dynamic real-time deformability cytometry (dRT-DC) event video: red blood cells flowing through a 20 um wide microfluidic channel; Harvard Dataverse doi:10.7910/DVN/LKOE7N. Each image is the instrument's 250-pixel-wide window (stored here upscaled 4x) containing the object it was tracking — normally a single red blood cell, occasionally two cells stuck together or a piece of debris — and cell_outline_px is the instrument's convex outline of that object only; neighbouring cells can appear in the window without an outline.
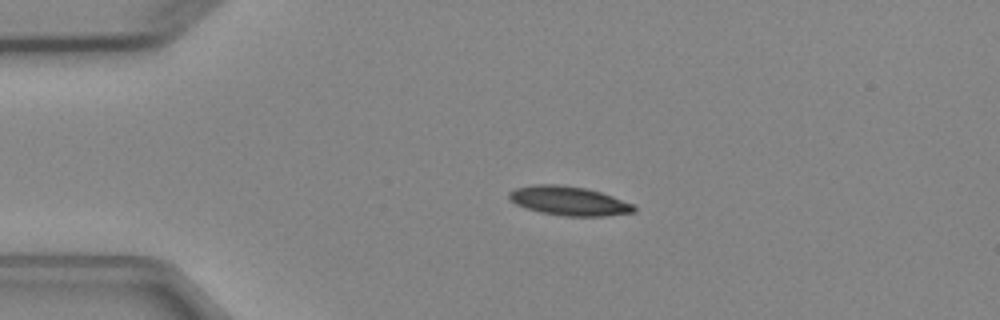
{"species": "Egyptian fruit bat (a non-hibernating species)", "species_latin": "Rousettus aegyptiacus", "temperature_condition": "cold", "stored_images_in_passage": 5, "camera_frame_rate_fps": 3000, "um_per_image_px": 0.085, "animal": {"sex": "female"}, "frame": {"image": 1, "passage_image": 3, "time_ms": 2.667, "image_size_px": [1000, 320], "cell_outline_px": [[636, 212], [604, 216], [564, 216], [540, 212], [516, 204], [508, 196], [508, 192], [516, 188], [532, 184], [556, 184], [584, 188], [600, 192], [612, 196], [632, 204], [636, 208]], "centroid_in_image_um": [48.35, 17.07], "position_along_channel_um": 36.6, "area_um2": 20.98}}
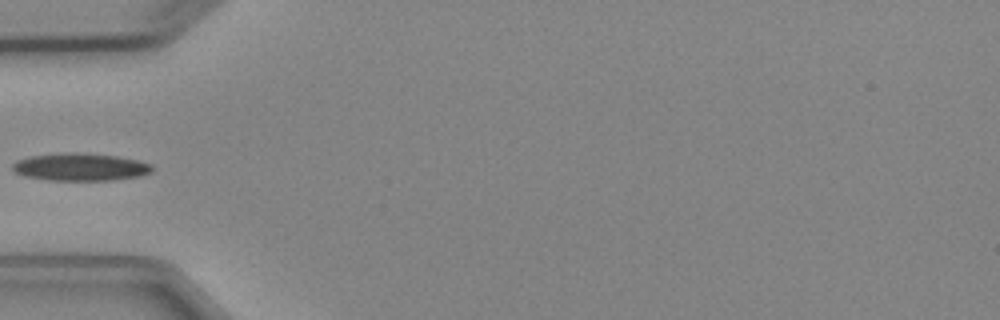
{"frame": {"image": 2, "passage_image": 5, "time_ms": 4.667, "image_size_px": [1000, 320], "cell_outline_px": [[156, 168], [152, 172], [140, 176], [112, 180], [48, 180], [24, 176], [16, 172], [12, 168], [12, 164], [16, 160], [32, 156], [64, 152], [84, 152], [116, 156], [136, 160], [152, 164]], "centroid_in_image_um": [6.86, 14.19], "position_along_channel_um": 78.1, "area_um2": 22.6}}